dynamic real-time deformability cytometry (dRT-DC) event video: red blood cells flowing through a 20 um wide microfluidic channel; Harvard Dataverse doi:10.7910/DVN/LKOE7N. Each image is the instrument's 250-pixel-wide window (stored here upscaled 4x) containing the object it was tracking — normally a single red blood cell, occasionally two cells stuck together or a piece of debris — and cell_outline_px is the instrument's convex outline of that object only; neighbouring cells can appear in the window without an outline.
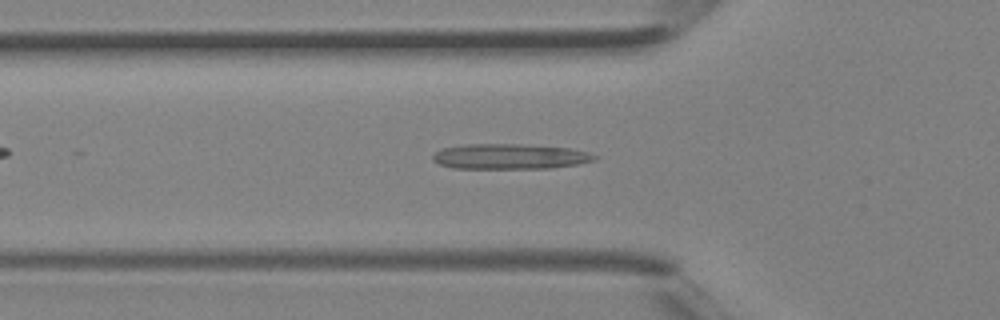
{"species": "Egyptian fruit bat (a non-hibernating species)", "species_latin": "Rousettus aegyptiacus", "temperature_condition": "room temperature", "stored_images_in_passage": 35, "camera_frame_rate_fps": 3000, "um_per_image_px": 0.085, "animal": {"sex": "female"}, "frame": {"image": 1, "passage_image": 9, "time_ms": 2.667, "image_size_px": [1000, 320], "cell_outline_px": [[600, 156], [596, 160], [576, 164], [552, 168], [452, 168], [440, 164], [432, 160], [432, 156], [440, 148], [464, 144], [520, 144], [568, 148], [588, 152]], "centroid_in_image_um": [43.33, 13.3], "position_along_channel_um": 82.5, "area_um2": 23.87}}
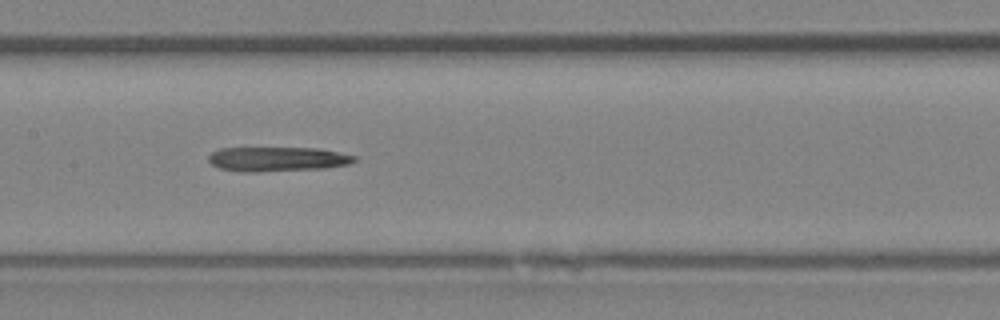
{"frame": {"image": 2, "passage_image": 15, "time_ms": 4.667, "image_size_px": [1000, 320], "cell_outline_px": [[356, 160], [348, 164], [324, 168], [256, 172], [240, 172], [220, 168], [212, 164], [208, 160], [208, 156], [212, 152], [220, 148], [316, 148], [356, 156]], "centroid_in_image_um": [23.53, 13.52], "position_along_channel_um": 183.9, "area_um2": 20.69}}
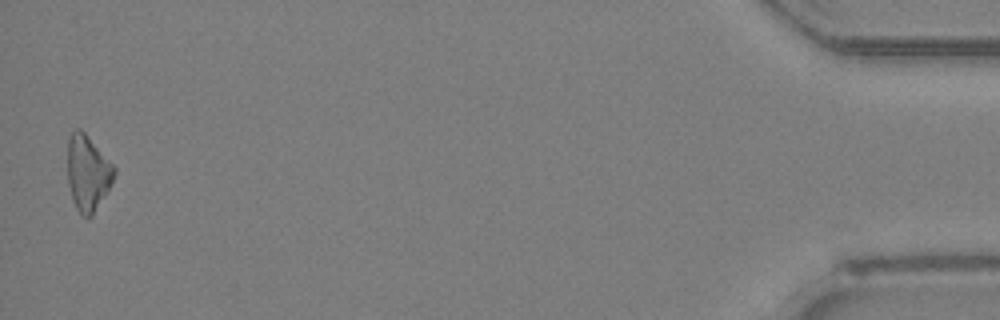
{"frame": {"image": 3, "passage_image": 35, "time_ms": 11.333, "image_size_px": [1000, 320], "cell_outline_px": [[116, 172], [104, 196], [92, 216], [88, 220], [80, 216], [72, 200], [68, 184], [68, 136], [76, 128], [80, 128], [84, 132], [116, 168]], "centroid_in_image_um": [7.43, 14.73], "position_along_channel_um": 427.8, "area_um2": 20.52}}